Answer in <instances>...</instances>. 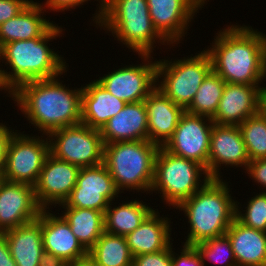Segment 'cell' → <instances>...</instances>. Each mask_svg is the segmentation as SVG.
Returning a JSON list of instances; mask_svg holds the SVG:
<instances>
[{"label":"cell","instance_id":"10","mask_svg":"<svg viewBox=\"0 0 266 266\" xmlns=\"http://www.w3.org/2000/svg\"><path fill=\"white\" fill-rule=\"evenodd\" d=\"M49 154L47 138L13 132L6 147L5 179L34 186Z\"/></svg>","mask_w":266,"mask_h":266},{"label":"cell","instance_id":"25","mask_svg":"<svg viewBox=\"0 0 266 266\" xmlns=\"http://www.w3.org/2000/svg\"><path fill=\"white\" fill-rule=\"evenodd\" d=\"M43 8L31 0L17 16L0 24V48L17 40L44 37L55 25L41 16Z\"/></svg>","mask_w":266,"mask_h":266},{"label":"cell","instance_id":"31","mask_svg":"<svg viewBox=\"0 0 266 266\" xmlns=\"http://www.w3.org/2000/svg\"><path fill=\"white\" fill-rule=\"evenodd\" d=\"M249 160L266 158V117L259 111L239 126Z\"/></svg>","mask_w":266,"mask_h":266},{"label":"cell","instance_id":"44","mask_svg":"<svg viewBox=\"0 0 266 266\" xmlns=\"http://www.w3.org/2000/svg\"><path fill=\"white\" fill-rule=\"evenodd\" d=\"M85 1H88V0H85ZM102 3H100V8H99V12L96 13L97 15H95L93 21L96 19V23H98V20H99V14L103 11L104 7H105V4H106V0H101Z\"/></svg>","mask_w":266,"mask_h":266},{"label":"cell","instance_id":"45","mask_svg":"<svg viewBox=\"0 0 266 266\" xmlns=\"http://www.w3.org/2000/svg\"><path fill=\"white\" fill-rule=\"evenodd\" d=\"M5 176H4V171H0V188L2 184L5 182Z\"/></svg>","mask_w":266,"mask_h":266},{"label":"cell","instance_id":"7","mask_svg":"<svg viewBox=\"0 0 266 266\" xmlns=\"http://www.w3.org/2000/svg\"><path fill=\"white\" fill-rule=\"evenodd\" d=\"M200 174L205 175L203 184L199 182ZM210 179L204 166L196 161L174 155L161 146L155 159L154 179L150 191H161L166 203L177 207Z\"/></svg>","mask_w":266,"mask_h":266},{"label":"cell","instance_id":"34","mask_svg":"<svg viewBox=\"0 0 266 266\" xmlns=\"http://www.w3.org/2000/svg\"><path fill=\"white\" fill-rule=\"evenodd\" d=\"M172 252L170 244L162 251L135 256L133 257L132 266H171Z\"/></svg>","mask_w":266,"mask_h":266},{"label":"cell","instance_id":"36","mask_svg":"<svg viewBox=\"0 0 266 266\" xmlns=\"http://www.w3.org/2000/svg\"><path fill=\"white\" fill-rule=\"evenodd\" d=\"M30 2L29 0H0V24L17 16Z\"/></svg>","mask_w":266,"mask_h":266},{"label":"cell","instance_id":"5","mask_svg":"<svg viewBox=\"0 0 266 266\" xmlns=\"http://www.w3.org/2000/svg\"><path fill=\"white\" fill-rule=\"evenodd\" d=\"M97 24L112 31L144 61L151 58L153 45L158 39L160 43L167 42L153 26L147 0H106Z\"/></svg>","mask_w":266,"mask_h":266},{"label":"cell","instance_id":"15","mask_svg":"<svg viewBox=\"0 0 266 266\" xmlns=\"http://www.w3.org/2000/svg\"><path fill=\"white\" fill-rule=\"evenodd\" d=\"M206 0H147L154 28L167 41L179 42L194 13Z\"/></svg>","mask_w":266,"mask_h":266},{"label":"cell","instance_id":"19","mask_svg":"<svg viewBox=\"0 0 266 266\" xmlns=\"http://www.w3.org/2000/svg\"><path fill=\"white\" fill-rule=\"evenodd\" d=\"M147 110L148 140L158 146H164L173 136L185 109L175 104L158 87L145 99Z\"/></svg>","mask_w":266,"mask_h":266},{"label":"cell","instance_id":"26","mask_svg":"<svg viewBox=\"0 0 266 266\" xmlns=\"http://www.w3.org/2000/svg\"><path fill=\"white\" fill-rule=\"evenodd\" d=\"M159 217L154 210L140 226L125 237L133 257L156 253L172 244L168 218Z\"/></svg>","mask_w":266,"mask_h":266},{"label":"cell","instance_id":"20","mask_svg":"<svg viewBox=\"0 0 266 266\" xmlns=\"http://www.w3.org/2000/svg\"><path fill=\"white\" fill-rule=\"evenodd\" d=\"M48 211L41 209V231L44 251L53 253L68 263L86 256L88 251L73 234L65 218L63 216L56 217Z\"/></svg>","mask_w":266,"mask_h":266},{"label":"cell","instance_id":"4","mask_svg":"<svg viewBox=\"0 0 266 266\" xmlns=\"http://www.w3.org/2000/svg\"><path fill=\"white\" fill-rule=\"evenodd\" d=\"M229 191L222 179L211 178L194 195L176 207L184 211L190 223V233L185 245L194 246L226 234L236 214V202L231 199Z\"/></svg>","mask_w":266,"mask_h":266},{"label":"cell","instance_id":"16","mask_svg":"<svg viewBox=\"0 0 266 266\" xmlns=\"http://www.w3.org/2000/svg\"><path fill=\"white\" fill-rule=\"evenodd\" d=\"M34 186L5 180L0 188V233L38 218Z\"/></svg>","mask_w":266,"mask_h":266},{"label":"cell","instance_id":"17","mask_svg":"<svg viewBox=\"0 0 266 266\" xmlns=\"http://www.w3.org/2000/svg\"><path fill=\"white\" fill-rule=\"evenodd\" d=\"M249 157L238 126L213 124L210 136L208 174L220 179L221 164L248 168ZM220 165V166H219Z\"/></svg>","mask_w":266,"mask_h":266},{"label":"cell","instance_id":"13","mask_svg":"<svg viewBox=\"0 0 266 266\" xmlns=\"http://www.w3.org/2000/svg\"><path fill=\"white\" fill-rule=\"evenodd\" d=\"M150 62L119 68L96 81L126 103L144 101L157 87V61Z\"/></svg>","mask_w":266,"mask_h":266},{"label":"cell","instance_id":"11","mask_svg":"<svg viewBox=\"0 0 266 266\" xmlns=\"http://www.w3.org/2000/svg\"><path fill=\"white\" fill-rule=\"evenodd\" d=\"M209 124H207V121ZM212 118L185 111L173 136L163 146L168 152L198 162L208 172Z\"/></svg>","mask_w":266,"mask_h":266},{"label":"cell","instance_id":"30","mask_svg":"<svg viewBox=\"0 0 266 266\" xmlns=\"http://www.w3.org/2000/svg\"><path fill=\"white\" fill-rule=\"evenodd\" d=\"M225 85L226 82L212 70L200 85L191 104L185 111L213 118Z\"/></svg>","mask_w":266,"mask_h":266},{"label":"cell","instance_id":"33","mask_svg":"<svg viewBox=\"0 0 266 266\" xmlns=\"http://www.w3.org/2000/svg\"><path fill=\"white\" fill-rule=\"evenodd\" d=\"M237 203L235 218L247 227L266 232V192L252 197L244 214L239 211Z\"/></svg>","mask_w":266,"mask_h":266},{"label":"cell","instance_id":"32","mask_svg":"<svg viewBox=\"0 0 266 266\" xmlns=\"http://www.w3.org/2000/svg\"><path fill=\"white\" fill-rule=\"evenodd\" d=\"M194 247L201 255L203 262H205L204 259H208L212 262H223L225 266H237L230 240L226 235L196 243Z\"/></svg>","mask_w":266,"mask_h":266},{"label":"cell","instance_id":"37","mask_svg":"<svg viewBox=\"0 0 266 266\" xmlns=\"http://www.w3.org/2000/svg\"><path fill=\"white\" fill-rule=\"evenodd\" d=\"M246 171L255 182L266 187V158L250 161Z\"/></svg>","mask_w":266,"mask_h":266},{"label":"cell","instance_id":"27","mask_svg":"<svg viewBox=\"0 0 266 266\" xmlns=\"http://www.w3.org/2000/svg\"><path fill=\"white\" fill-rule=\"evenodd\" d=\"M65 220L82 246L89 251L105 232L104 213L94 209L63 207Z\"/></svg>","mask_w":266,"mask_h":266},{"label":"cell","instance_id":"8","mask_svg":"<svg viewBox=\"0 0 266 266\" xmlns=\"http://www.w3.org/2000/svg\"><path fill=\"white\" fill-rule=\"evenodd\" d=\"M169 62L157 61V80L164 78L158 88L175 104L186 109L200 85L212 71V60L207 51L194 57Z\"/></svg>","mask_w":266,"mask_h":266},{"label":"cell","instance_id":"29","mask_svg":"<svg viewBox=\"0 0 266 266\" xmlns=\"http://www.w3.org/2000/svg\"><path fill=\"white\" fill-rule=\"evenodd\" d=\"M88 255L97 266H132L133 261L126 238L106 231L88 251Z\"/></svg>","mask_w":266,"mask_h":266},{"label":"cell","instance_id":"14","mask_svg":"<svg viewBox=\"0 0 266 266\" xmlns=\"http://www.w3.org/2000/svg\"><path fill=\"white\" fill-rule=\"evenodd\" d=\"M79 170L80 167L50 153L34 185L38 205L42 209H49L52 203H64L77 183Z\"/></svg>","mask_w":266,"mask_h":266},{"label":"cell","instance_id":"24","mask_svg":"<svg viewBox=\"0 0 266 266\" xmlns=\"http://www.w3.org/2000/svg\"><path fill=\"white\" fill-rule=\"evenodd\" d=\"M17 266H39L44 252L41 211L37 219L3 232Z\"/></svg>","mask_w":266,"mask_h":266},{"label":"cell","instance_id":"35","mask_svg":"<svg viewBox=\"0 0 266 266\" xmlns=\"http://www.w3.org/2000/svg\"><path fill=\"white\" fill-rule=\"evenodd\" d=\"M180 256L172 253V264L171 266H204V262L201 255L193 245L183 246Z\"/></svg>","mask_w":266,"mask_h":266},{"label":"cell","instance_id":"38","mask_svg":"<svg viewBox=\"0 0 266 266\" xmlns=\"http://www.w3.org/2000/svg\"><path fill=\"white\" fill-rule=\"evenodd\" d=\"M12 133L6 125L0 124V171L5 169L6 147Z\"/></svg>","mask_w":266,"mask_h":266},{"label":"cell","instance_id":"9","mask_svg":"<svg viewBox=\"0 0 266 266\" xmlns=\"http://www.w3.org/2000/svg\"><path fill=\"white\" fill-rule=\"evenodd\" d=\"M48 136L50 153L58 159L80 168L103 163L104 144L98 129L80 123L54 130Z\"/></svg>","mask_w":266,"mask_h":266},{"label":"cell","instance_id":"21","mask_svg":"<svg viewBox=\"0 0 266 266\" xmlns=\"http://www.w3.org/2000/svg\"><path fill=\"white\" fill-rule=\"evenodd\" d=\"M103 144L148 140L147 110L144 101L127 103L100 130Z\"/></svg>","mask_w":266,"mask_h":266},{"label":"cell","instance_id":"23","mask_svg":"<svg viewBox=\"0 0 266 266\" xmlns=\"http://www.w3.org/2000/svg\"><path fill=\"white\" fill-rule=\"evenodd\" d=\"M237 266H266V232L245 226L236 218L225 234Z\"/></svg>","mask_w":266,"mask_h":266},{"label":"cell","instance_id":"42","mask_svg":"<svg viewBox=\"0 0 266 266\" xmlns=\"http://www.w3.org/2000/svg\"><path fill=\"white\" fill-rule=\"evenodd\" d=\"M68 266H97L95 261L87 254L86 256L68 263Z\"/></svg>","mask_w":266,"mask_h":266},{"label":"cell","instance_id":"18","mask_svg":"<svg viewBox=\"0 0 266 266\" xmlns=\"http://www.w3.org/2000/svg\"><path fill=\"white\" fill-rule=\"evenodd\" d=\"M260 89L258 85L226 83L217 111L212 118L214 124L239 126L248 117L259 112Z\"/></svg>","mask_w":266,"mask_h":266},{"label":"cell","instance_id":"22","mask_svg":"<svg viewBox=\"0 0 266 266\" xmlns=\"http://www.w3.org/2000/svg\"><path fill=\"white\" fill-rule=\"evenodd\" d=\"M126 104L94 80L82 87L81 123L101 130Z\"/></svg>","mask_w":266,"mask_h":266},{"label":"cell","instance_id":"41","mask_svg":"<svg viewBox=\"0 0 266 266\" xmlns=\"http://www.w3.org/2000/svg\"><path fill=\"white\" fill-rule=\"evenodd\" d=\"M39 266H68V262L53 253L44 251L40 257Z\"/></svg>","mask_w":266,"mask_h":266},{"label":"cell","instance_id":"28","mask_svg":"<svg viewBox=\"0 0 266 266\" xmlns=\"http://www.w3.org/2000/svg\"><path fill=\"white\" fill-rule=\"evenodd\" d=\"M109 206L104 213L105 231L126 237L133 232L154 211L143 201H130L111 209Z\"/></svg>","mask_w":266,"mask_h":266},{"label":"cell","instance_id":"6","mask_svg":"<svg viewBox=\"0 0 266 266\" xmlns=\"http://www.w3.org/2000/svg\"><path fill=\"white\" fill-rule=\"evenodd\" d=\"M159 148L149 140L104 144L103 163L119 192L125 188L151 190Z\"/></svg>","mask_w":266,"mask_h":266},{"label":"cell","instance_id":"43","mask_svg":"<svg viewBox=\"0 0 266 266\" xmlns=\"http://www.w3.org/2000/svg\"><path fill=\"white\" fill-rule=\"evenodd\" d=\"M259 111L266 117V87L260 89Z\"/></svg>","mask_w":266,"mask_h":266},{"label":"cell","instance_id":"40","mask_svg":"<svg viewBox=\"0 0 266 266\" xmlns=\"http://www.w3.org/2000/svg\"><path fill=\"white\" fill-rule=\"evenodd\" d=\"M83 2L85 0H47L46 4L47 8L49 7L53 11H64L69 8H74L76 6H79L80 4L83 5Z\"/></svg>","mask_w":266,"mask_h":266},{"label":"cell","instance_id":"39","mask_svg":"<svg viewBox=\"0 0 266 266\" xmlns=\"http://www.w3.org/2000/svg\"><path fill=\"white\" fill-rule=\"evenodd\" d=\"M0 266H17L10 254L8 242L4 233H0Z\"/></svg>","mask_w":266,"mask_h":266},{"label":"cell","instance_id":"1","mask_svg":"<svg viewBox=\"0 0 266 266\" xmlns=\"http://www.w3.org/2000/svg\"><path fill=\"white\" fill-rule=\"evenodd\" d=\"M222 30L212 48L206 50L212 70L226 83H261L266 78V36L247 26L232 25Z\"/></svg>","mask_w":266,"mask_h":266},{"label":"cell","instance_id":"3","mask_svg":"<svg viewBox=\"0 0 266 266\" xmlns=\"http://www.w3.org/2000/svg\"><path fill=\"white\" fill-rule=\"evenodd\" d=\"M61 32V27L55 25L44 37L17 40L3 45L0 48V60H6L12 67V72L0 69V89L9 90L10 94L24 82L61 75L66 70V62L46 45Z\"/></svg>","mask_w":266,"mask_h":266},{"label":"cell","instance_id":"2","mask_svg":"<svg viewBox=\"0 0 266 266\" xmlns=\"http://www.w3.org/2000/svg\"><path fill=\"white\" fill-rule=\"evenodd\" d=\"M65 86L56 77L32 80L19 85L10 97L29 122L48 136L54 130L81 123L82 87L70 90Z\"/></svg>","mask_w":266,"mask_h":266},{"label":"cell","instance_id":"12","mask_svg":"<svg viewBox=\"0 0 266 266\" xmlns=\"http://www.w3.org/2000/svg\"><path fill=\"white\" fill-rule=\"evenodd\" d=\"M114 180L106 165L101 163L96 166L82 167L79 170L77 183L71 191L63 207L88 208L101 211L109 206V203L118 197Z\"/></svg>","mask_w":266,"mask_h":266}]
</instances>
